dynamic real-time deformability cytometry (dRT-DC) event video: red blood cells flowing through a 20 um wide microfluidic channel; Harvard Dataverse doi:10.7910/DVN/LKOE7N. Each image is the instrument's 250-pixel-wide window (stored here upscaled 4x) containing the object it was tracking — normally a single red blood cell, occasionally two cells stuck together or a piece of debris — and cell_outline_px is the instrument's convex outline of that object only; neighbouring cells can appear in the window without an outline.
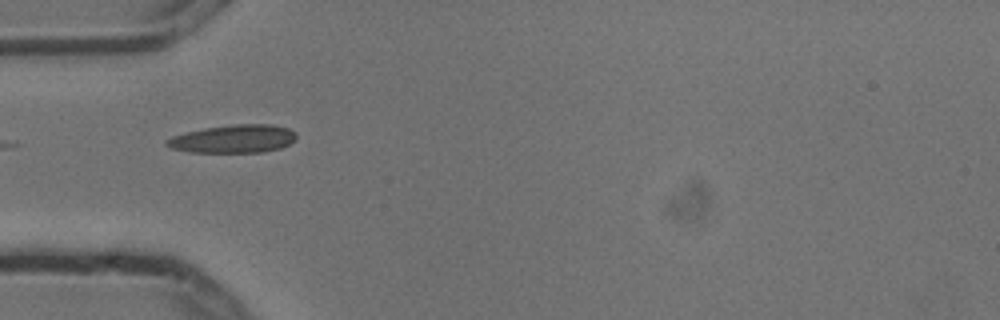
{"species": "common noctule bat (a hibernating species)", "species_latin": "Nyctalus noctula", "temperature_condition": "cold", "stored_images_in_passage": 3, "camera_frame_rate_fps": 3000, "um_per_image_px": 0.085, "animal": {"sex": "male", "body_mass_g": 13.3}, "frame": {"image": 1, "passage_image": 2, "time_ms": 0.333, "image_size_px": [1000, 320], "cell_outline_px": [[296, 140], [280, 148], [264, 152], [188, 152], [172, 148], [164, 144], [164, 140], [172, 136], [204, 128], [232, 124], [272, 124], [288, 128], [296, 132]], "centroid_in_image_um": [19.85, 11.8], "position_along_channel_um": 65.2, "area_um2": 21.33}}
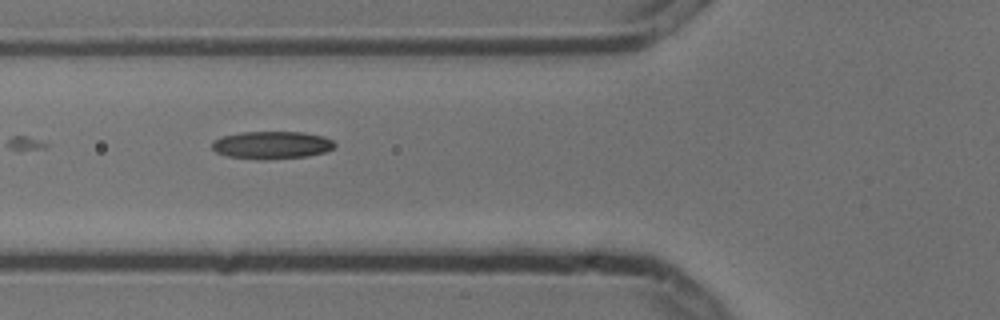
{"frame": {"image": 2, "passage_image": 3, "time_ms": 0.667, "image_size_px": [1000, 320], "cell_outline_px": [[336, 144], [332, 148], [324, 152], [308, 156], [264, 160], [260, 160], [228, 156], [216, 152], [212, 148], [212, 140], [224, 136], [240, 132], [304, 132], [324, 136], [332, 140]], "centroid_in_image_um": [23.09, 12.33], "position_along_channel_um": 102.7, "area_um2": 19.83}}